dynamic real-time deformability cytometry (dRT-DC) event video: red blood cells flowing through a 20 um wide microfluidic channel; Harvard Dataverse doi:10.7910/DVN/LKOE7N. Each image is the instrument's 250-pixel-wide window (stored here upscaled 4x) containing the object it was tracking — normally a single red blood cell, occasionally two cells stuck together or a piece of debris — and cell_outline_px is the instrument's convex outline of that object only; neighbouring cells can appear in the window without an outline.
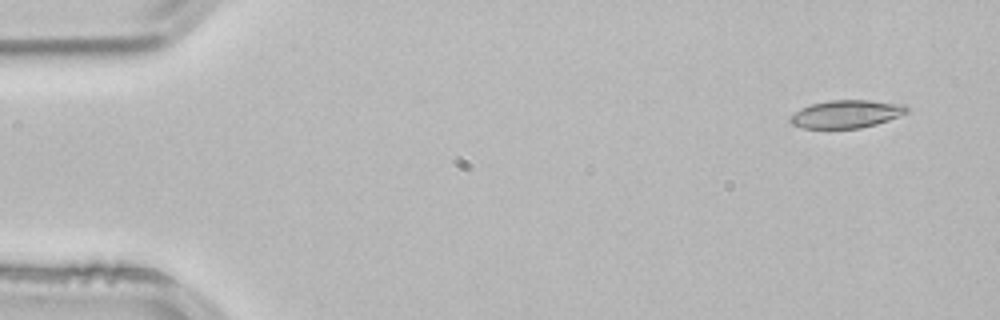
{"species": "common noctule bat (a hibernating species)", "species_latin": "Nyctalus noctula", "temperature_condition": "room temperature", "stored_images_in_passage": 3, "camera_frame_rate_fps": 3000, "um_per_image_px": 0.085, "animal": {"sex": "male", "body_mass_g": 21.5, "forearm_length_mm": 52.0}, "frame": {"image": 1, "passage_image": 1, "time_ms": 0.0, "image_size_px": [1000, 320], "cell_outline_px": [[908, 112], [888, 120], [876, 124], [860, 128], [804, 128], [792, 124], [788, 120], [800, 108], [812, 104], [828, 100], [868, 100], [908, 104]], "centroid_in_image_um": [71.97, 9.68], "position_along_channel_um": 13.0, "area_um2": 18.9}}
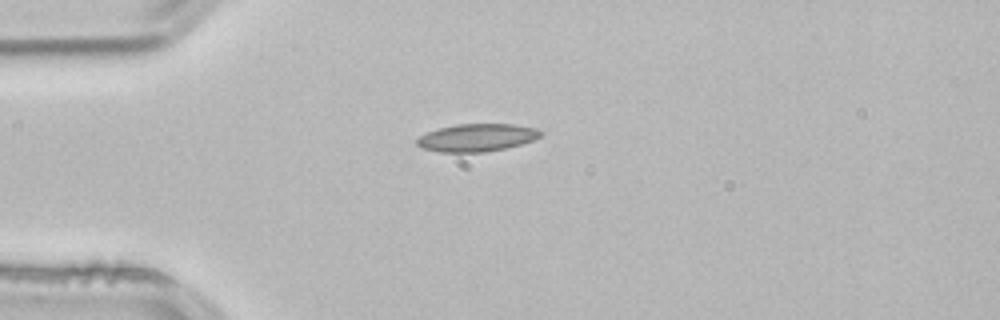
{"frame": {"image": 2, "passage_image": 3, "time_ms": 0.667, "image_size_px": [1000, 320], "cell_outline_px": [[544, 132], [540, 136], [532, 140], [520, 144], [504, 148], [484, 152], [440, 152], [424, 148], [416, 144], [416, 140], [420, 136], [428, 132], [440, 128], [456, 124], [512, 124], [536, 128]], "centroid_in_image_um": [40.54, 11.69], "position_along_channel_um": 44.5, "area_um2": 19.71}}